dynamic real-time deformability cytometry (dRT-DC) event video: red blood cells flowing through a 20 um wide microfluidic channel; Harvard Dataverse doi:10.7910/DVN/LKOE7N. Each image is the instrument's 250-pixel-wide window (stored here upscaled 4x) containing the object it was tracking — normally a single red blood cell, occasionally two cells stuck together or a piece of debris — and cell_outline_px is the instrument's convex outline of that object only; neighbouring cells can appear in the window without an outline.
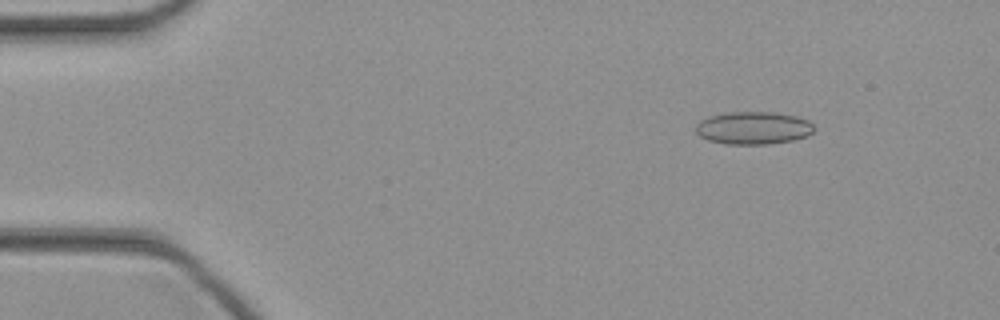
{"species": "common noctule bat (a hibernating species)", "species_latin": "Nyctalus noctula", "temperature_condition": "cold", "stored_images_in_passage": 46, "camera_frame_rate_fps": 3000, "um_per_image_px": 0.085, "animal": {"sex": "female", "body_mass_g": 21.9}, "frame": {"image": 1, "passage_image": 6, "time_ms": 1.667, "image_size_px": [1000, 320], "cell_outline_px": [[816, 128], [808, 136], [792, 140], [768, 144], [724, 144], [708, 140], [700, 136], [696, 132], [696, 124], [700, 120], [708, 116], [728, 112], [776, 112], [796, 116], [808, 120]], "centroid_in_image_um": [64.03, 10.87], "position_along_channel_um": 21.0, "area_um2": 22.72}}
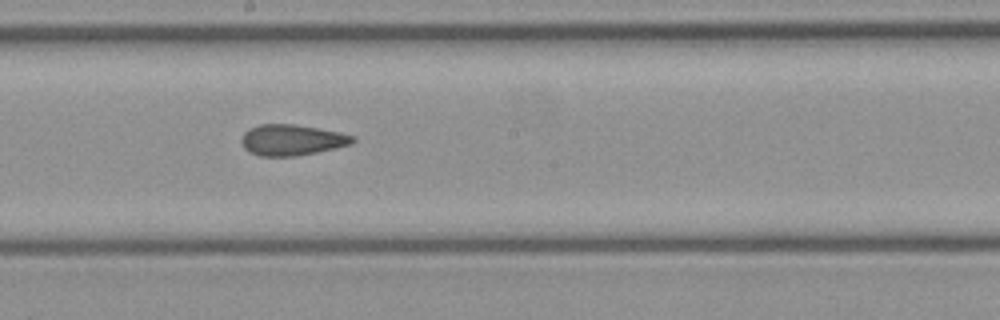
{"frame": {"image": 2, "passage_image": 25, "time_ms": 8.0, "image_size_px": [1000, 320], "cell_outline_px": [[356, 140], [352, 144], [316, 152], [296, 156], [260, 156], [248, 152], [244, 148], [240, 140], [244, 132], [248, 128], [260, 124], [296, 124], [340, 132], [356, 136]], "centroid_in_image_um": [24.8, 11.89], "position_along_channel_um": 223.4, "area_um2": 20.23}}
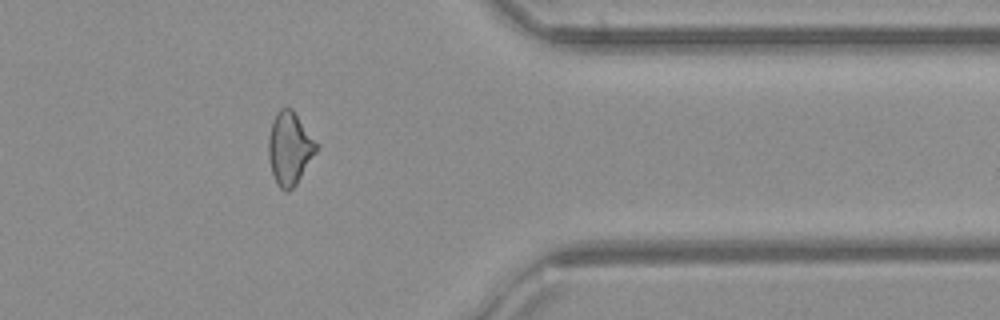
{"frame": {"image": 3, "passage_image": 37, "time_ms": 12.0, "image_size_px": [1000, 320], "cell_outline_px": [[320, 148], [296, 184], [288, 192], [284, 192], [276, 184], [272, 172], [268, 156], [268, 136], [272, 120], [276, 112], [280, 108], [292, 108], [320, 144]], "centroid_in_image_um": [24.64, 12.6], "position_along_channel_um": 386.8, "area_um2": 20.87}}